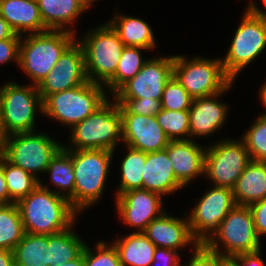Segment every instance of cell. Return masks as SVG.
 I'll return each mask as SVG.
<instances>
[{
	"instance_id": "cell-28",
	"label": "cell",
	"mask_w": 266,
	"mask_h": 266,
	"mask_svg": "<svg viewBox=\"0 0 266 266\" xmlns=\"http://www.w3.org/2000/svg\"><path fill=\"white\" fill-rule=\"evenodd\" d=\"M46 172L50 173L51 182L60 187V191L56 193L68 199L74 208L75 173L70 157V149L62 147L51 159ZM65 189L68 193L61 194L60 192Z\"/></svg>"
},
{
	"instance_id": "cell-18",
	"label": "cell",
	"mask_w": 266,
	"mask_h": 266,
	"mask_svg": "<svg viewBox=\"0 0 266 266\" xmlns=\"http://www.w3.org/2000/svg\"><path fill=\"white\" fill-rule=\"evenodd\" d=\"M206 149L189 138L172 140L167 145V155L177 180L189 184L197 175L204 174Z\"/></svg>"
},
{
	"instance_id": "cell-51",
	"label": "cell",
	"mask_w": 266,
	"mask_h": 266,
	"mask_svg": "<svg viewBox=\"0 0 266 266\" xmlns=\"http://www.w3.org/2000/svg\"><path fill=\"white\" fill-rule=\"evenodd\" d=\"M223 266H236L230 259H228Z\"/></svg>"
},
{
	"instance_id": "cell-19",
	"label": "cell",
	"mask_w": 266,
	"mask_h": 266,
	"mask_svg": "<svg viewBox=\"0 0 266 266\" xmlns=\"http://www.w3.org/2000/svg\"><path fill=\"white\" fill-rule=\"evenodd\" d=\"M183 220L163 213L159 218L151 221L143 233L156 247L160 248L177 251L191 242L197 246L199 243L191 233L189 220L186 221L185 218Z\"/></svg>"
},
{
	"instance_id": "cell-3",
	"label": "cell",
	"mask_w": 266,
	"mask_h": 266,
	"mask_svg": "<svg viewBox=\"0 0 266 266\" xmlns=\"http://www.w3.org/2000/svg\"><path fill=\"white\" fill-rule=\"evenodd\" d=\"M71 136L75 146H63L65 149H103L114 152L117 142L122 138V116L118 103L114 101L110 104L107 99L72 128Z\"/></svg>"
},
{
	"instance_id": "cell-30",
	"label": "cell",
	"mask_w": 266,
	"mask_h": 266,
	"mask_svg": "<svg viewBox=\"0 0 266 266\" xmlns=\"http://www.w3.org/2000/svg\"><path fill=\"white\" fill-rule=\"evenodd\" d=\"M25 235L16 203L0 204V249L13 251Z\"/></svg>"
},
{
	"instance_id": "cell-8",
	"label": "cell",
	"mask_w": 266,
	"mask_h": 266,
	"mask_svg": "<svg viewBox=\"0 0 266 266\" xmlns=\"http://www.w3.org/2000/svg\"><path fill=\"white\" fill-rule=\"evenodd\" d=\"M173 76L193 98L226 92L234 82L224 72L222 60L195 57L185 61L181 55L174 56Z\"/></svg>"
},
{
	"instance_id": "cell-25",
	"label": "cell",
	"mask_w": 266,
	"mask_h": 266,
	"mask_svg": "<svg viewBox=\"0 0 266 266\" xmlns=\"http://www.w3.org/2000/svg\"><path fill=\"white\" fill-rule=\"evenodd\" d=\"M36 1L44 25L49 30H65L64 26L73 22L81 12L86 10L78 0Z\"/></svg>"
},
{
	"instance_id": "cell-26",
	"label": "cell",
	"mask_w": 266,
	"mask_h": 266,
	"mask_svg": "<svg viewBox=\"0 0 266 266\" xmlns=\"http://www.w3.org/2000/svg\"><path fill=\"white\" fill-rule=\"evenodd\" d=\"M109 24L118 33L125 47L155 48V39L149 25L134 17L117 16Z\"/></svg>"
},
{
	"instance_id": "cell-40",
	"label": "cell",
	"mask_w": 266,
	"mask_h": 266,
	"mask_svg": "<svg viewBox=\"0 0 266 266\" xmlns=\"http://www.w3.org/2000/svg\"><path fill=\"white\" fill-rule=\"evenodd\" d=\"M21 38H8L0 40V64L15 59L19 62V49Z\"/></svg>"
},
{
	"instance_id": "cell-33",
	"label": "cell",
	"mask_w": 266,
	"mask_h": 266,
	"mask_svg": "<svg viewBox=\"0 0 266 266\" xmlns=\"http://www.w3.org/2000/svg\"><path fill=\"white\" fill-rule=\"evenodd\" d=\"M128 154L124 157L121 166V181L117 196L133 189H142L143 168L146 162V153L128 147Z\"/></svg>"
},
{
	"instance_id": "cell-37",
	"label": "cell",
	"mask_w": 266,
	"mask_h": 266,
	"mask_svg": "<svg viewBox=\"0 0 266 266\" xmlns=\"http://www.w3.org/2000/svg\"><path fill=\"white\" fill-rule=\"evenodd\" d=\"M97 254L85 245V266H122L117 248L114 244L107 247L106 243L98 242Z\"/></svg>"
},
{
	"instance_id": "cell-47",
	"label": "cell",
	"mask_w": 266,
	"mask_h": 266,
	"mask_svg": "<svg viewBox=\"0 0 266 266\" xmlns=\"http://www.w3.org/2000/svg\"><path fill=\"white\" fill-rule=\"evenodd\" d=\"M53 266H85V247L83 253L75 260H71L67 263H60Z\"/></svg>"
},
{
	"instance_id": "cell-31",
	"label": "cell",
	"mask_w": 266,
	"mask_h": 266,
	"mask_svg": "<svg viewBox=\"0 0 266 266\" xmlns=\"http://www.w3.org/2000/svg\"><path fill=\"white\" fill-rule=\"evenodd\" d=\"M4 176L9 192V204L28 196L40 183L36 176L10 163L5 157Z\"/></svg>"
},
{
	"instance_id": "cell-52",
	"label": "cell",
	"mask_w": 266,
	"mask_h": 266,
	"mask_svg": "<svg viewBox=\"0 0 266 266\" xmlns=\"http://www.w3.org/2000/svg\"><path fill=\"white\" fill-rule=\"evenodd\" d=\"M2 140H3V129H2L1 120H0V146H1Z\"/></svg>"
},
{
	"instance_id": "cell-42",
	"label": "cell",
	"mask_w": 266,
	"mask_h": 266,
	"mask_svg": "<svg viewBox=\"0 0 266 266\" xmlns=\"http://www.w3.org/2000/svg\"><path fill=\"white\" fill-rule=\"evenodd\" d=\"M176 253L177 251L173 249L156 247L151 265L162 260L163 263L165 262L164 266H182L179 264L181 258Z\"/></svg>"
},
{
	"instance_id": "cell-45",
	"label": "cell",
	"mask_w": 266,
	"mask_h": 266,
	"mask_svg": "<svg viewBox=\"0 0 266 266\" xmlns=\"http://www.w3.org/2000/svg\"><path fill=\"white\" fill-rule=\"evenodd\" d=\"M8 38H22L16 34L7 21L0 15V40Z\"/></svg>"
},
{
	"instance_id": "cell-24",
	"label": "cell",
	"mask_w": 266,
	"mask_h": 266,
	"mask_svg": "<svg viewBox=\"0 0 266 266\" xmlns=\"http://www.w3.org/2000/svg\"><path fill=\"white\" fill-rule=\"evenodd\" d=\"M122 266H150L156 246L146 237L143 232L137 231L115 241Z\"/></svg>"
},
{
	"instance_id": "cell-46",
	"label": "cell",
	"mask_w": 266,
	"mask_h": 266,
	"mask_svg": "<svg viewBox=\"0 0 266 266\" xmlns=\"http://www.w3.org/2000/svg\"><path fill=\"white\" fill-rule=\"evenodd\" d=\"M0 266H15L13 251L0 249Z\"/></svg>"
},
{
	"instance_id": "cell-29",
	"label": "cell",
	"mask_w": 266,
	"mask_h": 266,
	"mask_svg": "<svg viewBox=\"0 0 266 266\" xmlns=\"http://www.w3.org/2000/svg\"><path fill=\"white\" fill-rule=\"evenodd\" d=\"M70 229L71 226L58 233L48 235L50 266L75 260L83 253L86 244Z\"/></svg>"
},
{
	"instance_id": "cell-7",
	"label": "cell",
	"mask_w": 266,
	"mask_h": 266,
	"mask_svg": "<svg viewBox=\"0 0 266 266\" xmlns=\"http://www.w3.org/2000/svg\"><path fill=\"white\" fill-rule=\"evenodd\" d=\"M219 239L223 243L226 253L219 251L220 247L217 242ZM204 244L210 250L220 253L228 259L260 250V239L256 233L249 206L235 205L220 223L219 228Z\"/></svg>"
},
{
	"instance_id": "cell-35",
	"label": "cell",
	"mask_w": 266,
	"mask_h": 266,
	"mask_svg": "<svg viewBox=\"0 0 266 266\" xmlns=\"http://www.w3.org/2000/svg\"><path fill=\"white\" fill-rule=\"evenodd\" d=\"M241 140L251 160L266 162V116L261 115Z\"/></svg>"
},
{
	"instance_id": "cell-44",
	"label": "cell",
	"mask_w": 266,
	"mask_h": 266,
	"mask_svg": "<svg viewBox=\"0 0 266 266\" xmlns=\"http://www.w3.org/2000/svg\"><path fill=\"white\" fill-rule=\"evenodd\" d=\"M0 204H9V192L4 176V156L0 153Z\"/></svg>"
},
{
	"instance_id": "cell-39",
	"label": "cell",
	"mask_w": 266,
	"mask_h": 266,
	"mask_svg": "<svg viewBox=\"0 0 266 266\" xmlns=\"http://www.w3.org/2000/svg\"><path fill=\"white\" fill-rule=\"evenodd\" d=\"M194 250V255L189 260V264L184 266H223L228 260L220 253L210 250L204 243L194 246Z\"/></svg>"
},
{
	"instance_id": "cell-49",
	"label": "cell",
	"mask_w": 266,
	"mask_h": 266,
	"mask_svg": "<svg viewBox=\"0 0 266 266\" xmlns=\"http://www.w3.org/2000/svg\"><path fill=\"white\" fill-rule=\"evenodd\" d=\"M260 91V98L262 99L263 104L266 106V83L263 85ZM262 115L266 116V113Z\"/></svg>"
},
{
	"instance_id": "cell-23",
	"label": "cell",
	"mask_w": 266,
	"mask_h": 266,
	"mask_svg": "<svg viewBox=\"0 0 266 266\" xmlns=\"http://www.w3.org/2000/svg\"><path fill=\"white\" fill-rule=\"evenodd\" d=\"M236 205L249 206L266 198V162L251 160L232 188Z\"/></svg>"
},
{
	"instance_id": "cell-1",
	"label": "cell",
	"mask_w": 266,
	"mask_h": 266,
	"mask_svg": "<svg viewBox=\"0 0 266 266\" xmlns=\"http://www.w3.org/2000/svg\"><path fill=\"white\" fill-rule=\"evenodd\" d=\"M25 233L50 235L73 225L76 210L68 199L42 183L16 202Z\"/></svg>"
},
{
	"instance_id": "cell-10",
	"label": "cell",
	"mask_w": 266,
	"mask_h": 266,
	"mask_svg": "<svg viewBox=\"0 0 266 266\" xmlns=\"http://www.w3.org/2000/svg\"><path fill=\"white\" fill-rule=\"evenodd\" d=\"M16 133L3 138L0 153L12 164L37 176L46 171L51 159L63 147L45 133ZM13 137V138H12Z\"/></svg>"
},
{
	"instance_id": "cell-16",
	"label": "cell",
	"mask_w": 266,
	"mask_h": 266,
	"mask_svg": "<svg viewBox=\"0 0 266 266\" xmlns=\"http://www.w3.org/2000/svg\"><path fill=\"white\" fill-rule=\"evenodd\" d=\"M122 116V140L128 147L145 153L164 150L170 142L156 116L130 113L119 105Z\"/></svg>"
},
{
	"instance_id": "cell-21",
	"label": "cell",
	"mask_w": 266,
	"mask_h": 266,
	"mask_svg": "<svg viewBox=\"0 0 266 266\" xmlns=\"http://www.w3.org/2000/svg\"><path fill=\"white\" fill-rule=\"evenodd\" d=\"M222 92L207 97L194 98L189 112L190 136H207L225 122L227 106L216 100ZM215 98V99H214Z\"/></svg>"
},
{
	"instance_id": "cell-2",
	"label": "cell",
	"mask_w": 266,
	"mask_h": 266,
	"mask_svg": "<svg viewBox=\"0 0 266 266\" xmlns=\"http://www.w3.org/2000/svg\"><path fill=\"white\" fill-rule=\"evenodd\" d=\"M74 31L48 30L43 33H30L20 42L19 65L32 79L35 86L46 77L64 51L75 41Z\"/></svg>"
},
{
	"instance_id": "cell-13",
	"label": "cell",
	"mask_w": 266,
	"mask_h": 266,
	"mask_svg": "<svg viewBox=\"0 0 266 266\" xmlns=\"http://www.w3.org/2000/svg\"><path fill=\"white\" fill-rule=\"evenodd\" d=\"M235 205L230 188L214 186L205 193L187 218L191 233L198 243H205L209 239V232L214 233L219 228L220 223Z\"/></svg>"
},
{
	"instance_id": "cell-48",
	"label": "cell",
	"mask_w": 266,
	"mask_h": 266,
	"mask_svg": "<svg viewBox=\"0 0 266 266\" xmlns=\"http://www.w3.org/2000/svg\"><path fill=\"white\" fill-rule=\"evenodd\" d=\"M263 4L266 7V0H262ZM252 14H254L257 17H260L261 19H264L266 21V12L259 10L257 6H255V3L252 1L251 5L247 8Z\"/></svg>"
},
{
	"instance_id": "cell-4",
	"label": "cell",
	"mask_w": 266,
	"mask_h": 266,
	"mask_svg": "<svg viewBox=\"0 0 266 266\" xmlns=\"http://www.w3.org/2000/svg\"><path fill=\"white\" fill-rule=\"evenodd\" d=\"M113 153L103 149H70L75 173L74 209L77 213L100 199Z\"/></svg>"
},
{
	"instance_id": "cell-22",
	"label": "cell",
	"mask_w": 266,
	"mask_h": 266,
	"mask_svg": "<svg viewBox=\"0 0 266 266\" xmlns=\"http://www.w3.org/2000/svg\"><path fill=\"white\" fill-rule=\"evenodd\" d=\"M0 15L18 35L26 31L43 33L44 25L36 0H0Z\"/></svg>"
},
{
	"instance_id": "cell-11",
	"label": "cell",
	"mask_w": 266,
	"mask_h": 266,
	"mask_svg": "<svg viewBox=\"0 0 266 266\" xmlns=\"http://www.w3.org/2000/svg\"><path fill=\"white\" fill-rule=\"evenodd\" d=\"M265 47L266 21L247 9L228 53L222 60L224 72L234 80L241 69L259 56Z\"/></svg>"
},
{
	"instance_id": "cell-12",
	"label": "cell",
	"mask_w": 266,
	"mask_h": 266,
	"mask_svg": "<svg viewBox=\"0 0 266 266\" xmlns=\"http://www.w3.org/2000/svg\"><path fill=\"white\" fill-rule=\"evenodd\" d=\"M250 161L243 140L224 139L206 149L204 175L207 174L215 186L232 189Z\"/></svg>"
},
{
	"instance_id": "cell-14",
	"label": "cell",
	"mask_w": 266,
	"mask_h": 266,
	"mask_svg": "<svg viewBox=\"0 0 266 266\" xmlns=\"http://www.w3.org/2000/svg\"><path fill=\"white\" fill-rule=\"evenodd\" d=\"M174 56L147 59L142 69L113 95L115 99H162L163 90L173 76Z\"/></svg>"
},
{
	"instance_id": "cell-34",
	"label": "cell",
	"mask_w": 266,
	"mask_h": 266,
	"mask_svg": "<svg viewBox=\"0 0 266 266\" xmlns=\"http://www.w3.org/2000/svg\"><path fill=\"white\" fill-rule=\"evenodd\" d=\"M156 119L167 137L172 140H185L181 135L190 136V123L188 110L162 109Z\"/></svg>"
},
{
	"instance_id": "cell-36",
	"label": "cell",
	"mask_w": 266,
	"mask_h": 266,
	"mask_svg": "<svg viewBox=\"0 0 266 266\" xmlns=\"http://www.w3.org/2000/svg\"><path fill=\"white\" fill-rule=\"evenodd\" d=\"M193 97L176 80L174 76L167 82L162 94V109L166 110H189Z\"/></svg>"
},
{
	"instance_id": "cell-43",
	"label": "cell",
	"mask_w": 266,
	"mask_h": 266,
	"mask_svg": "<svg viewBox=\"0 0 266 266\" xmlns=\"http://www.w3.org/2000/svg\"><path fill=\"white\" fill-rule=\"evenodd\" d=\"M261 250L251 253H243L230 258L236 266H266L260 258Z\"/></svg>"
},
{
	"instance_id": "cell-41",
	"label": "cell",
	"mask_w": 266,
	"mask_h": 266,
	"mask_svg": "<svg viewBox=\"0 0 266 266\" xmlns=\"http://www.w3.org/2000/svg\"><path fill=\"white\" fill-rule=\"evenodd\" d=\"M253 215L256 233L260 236L266 235V198L249 205Z\"/></svg>"
},
{
	"instance_id": "cell-27",
	"label": "cell",
	"mask_w": 266,
	"mask_h": 266,
	"mask_svg": "<svg viewBox=\"0 0 266 266\" xmlns=\"http://www.w3.org/2000/svg\"><path fill=\"white\" fill-rule=\"evenodd\" d=\"M13 252L15 266H50L48 235L25 233Z\"/></svg>"
},
{
	"instance_id": "cell-20",
	"label": "cell",
	"mask_w": 266,
	"mask_h": 266,
	"mask_svg": "<svg viewBox=\"0 0 266 266\" xmlns=\"http://www.w3.org/2000/svg\"><path fill=\"white\" fill-rule=\"evenodd\" d=\"M142 179V189L160 195L169 194L184 187L175 176L167 155V147L164 150L146 153Z\"/></svg>"
},
{
	"instance_id": "cell-17",
	"label": "cell",
	"mask_w": 266,
	"mask_h": 266,
	"mask_svg": "<svg viewBox=\"0 0 266 266\" xmlns=\"http://www.w3.org/2000/svg\"><path fill=\"white\" fill-rule=\"evenodd\" d=\"M116 197L121 219L127 225L138 227L139 232H143L151 221L164 213L161 195L158 193L144 189H133Z\"/></svg>"
},
{
	"instance_id": "cell-6",
	"label": "cell",
	"mask_w": 266,
	"mask_h": 266,
	"mask_svg": "<svg viewBox=\"0 0 266 266\" xmlns=\"http://www.w3.org/2000/svg\"><path fill=\"white\" fill-rule=\"evenodd\" d=\"M86 36L79 43L85 54L88 81L104 85L115 74L125 45L109 23Z\"/></svg>"
},
{
	"instance_id": "cell-5",
	"label": "cell",
	"mask_w": 266,
	"mask_h": 266,
	"mask_svg": "<svg viewBox=\"0 0 266 266\" xmlns=\"http://www.w3.org/2000/svg\"><path fill=\"white\" fill-rule=\"evenodd\" d=\"M103 87L102 84L88 81L48 95L43 100V114L73 128L108 99Z\"/></svg>"
},
{
	"instance_id": "cell-50",
	"label": "cell",
	"mask_w": 266,
	"mask_h": 266,
	"mask_svg": "<svg viewBox=\"0 0 266 266\" xmlns=\"http://www.w3.org/2000/svg\"><path fill=\"white\" fill-rule=\"evenodd\" d=\"M78 1L87 9L95 0H78Z\"/></svg>"
},
{
	"instance_id": "cell-38",
	"label": "cell",
	"mask_w": 266,
	"mask_h": 266,
	"mask_svg": "<svg viewBox=\"0 0 266 266\" xmlns=\"http://www.w3.org/2000/svg\"><path fill=\"white\" fill-rule=\"evenodd\" d=\"M118 105H123L130 113L144 116H156L162 110L161 100L151 98L114 99Z\"/></svg>"
},
{
	"instance_id": "cell-9",
	"label": "cell",
	"mask_w": 266,
	"mask_h": 266,
	"mask_svg": "<svg viewBox=\"0 0 266 266\" xmlns=\"http://www.w3.org/2000/svg\"><path fill=\"white\" fill-rule=\"evenodd\" d=\"M36 106L43 112V100L37 86L7 83L0 88V120L3 138L16 133L32 132Z\"/></svg>"
},
{
	"instance_id": "cell-15",
	"label": "cell",
	"mask_w": 266,
	"mask_h": 266,
	"mask_svg": "<svg viewBox=\"0 0 266 266\" xmlns=\"http://www.w3.org/2000/svg\"><path fill=\"white\" fill-rule=\"evenodd\" d=\"M88 82L85 54L78 41H74L61 55L57 64L37 86L42 100L48 95L68 90Z\"/></svg>"
},
{
	"instance_id": "cell-32",
	"label": "cell",
	"mask_w": 266,
	"mask_h": 266,
	"mask_svg": "<svg viewBox=\"0 0 266 266\" xmlns=\"http://www.w3.org/2000/svg\"><path fill=\"white\" fill-rule=\"evenodd\" d=\"M140 47H125L122 51L115 74L104 84L115 93L123 84L132 79L144 66Z\"/></svg>"
}]
</instances>
